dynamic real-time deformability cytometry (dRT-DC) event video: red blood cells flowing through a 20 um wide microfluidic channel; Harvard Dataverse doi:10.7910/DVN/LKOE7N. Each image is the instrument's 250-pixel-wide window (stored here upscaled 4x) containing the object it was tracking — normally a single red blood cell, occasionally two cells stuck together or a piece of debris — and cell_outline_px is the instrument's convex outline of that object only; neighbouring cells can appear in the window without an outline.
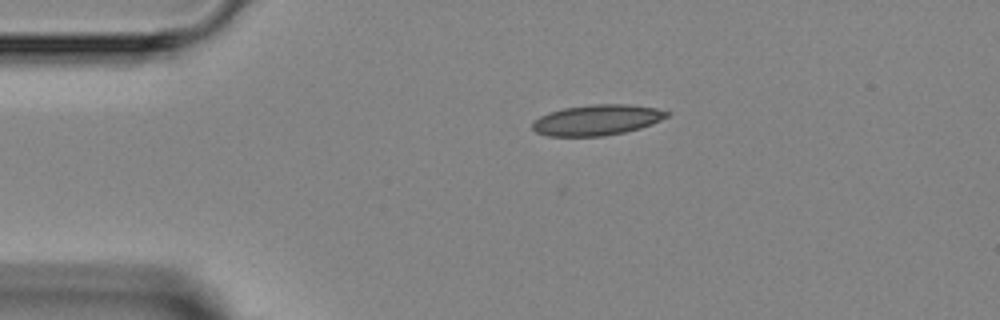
{"species": "Egyptian fruit bat (a non-hibernating species)", "species_latin": "Rousettus aegyptiacus", "temperature_condition": "room temperature", "stored_images_in_passage": 1, "camera_frame_rate_fps": 3000, "um_per_image_px": 0.085, "animal": {"sex": "female"}, "frame": {"image": 1, "passage_image": 1, "time_ms": 0.0, "image_size_px": [1000, 320], "cell_outline_px": [[672, 112], [668, 116], [652, 124], [640, 128], [624, 132], [604, 136], [548, 136], [536, 132], [532, 128], [532, 124], [540, 116], [548, 112], [564, 108], [592, 104], [628, 104], [656, 108]], "centroid_in_image_um": [50.76, 10.19], "position_along_channel_um": 34.2, "area_um2": 23.99}}